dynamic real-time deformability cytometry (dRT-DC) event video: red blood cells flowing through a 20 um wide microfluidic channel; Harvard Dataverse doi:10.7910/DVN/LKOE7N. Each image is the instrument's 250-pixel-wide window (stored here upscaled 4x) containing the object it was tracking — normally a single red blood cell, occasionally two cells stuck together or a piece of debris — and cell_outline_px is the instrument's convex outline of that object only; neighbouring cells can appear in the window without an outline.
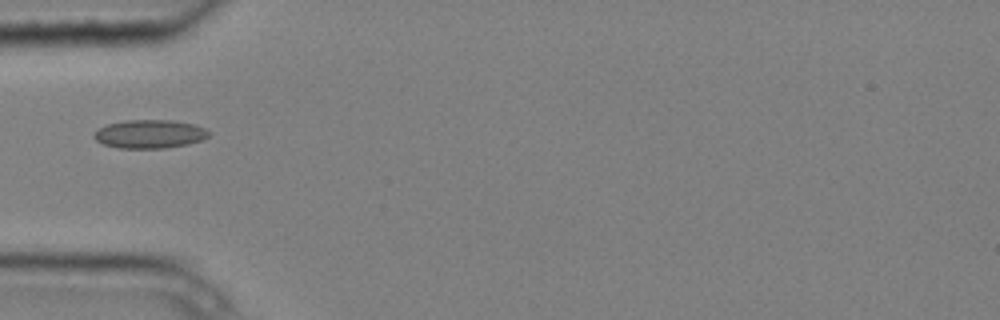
{"species": "common noctule bat (a hibernating species)", "species_latin": "Nyctalus noctula", "temperature_condition": "cold", "stored_images_in_passage": 6, "camera_frame_rate_fps": 3000, "um_per_image_px": 0.085, "animal": {"sex": "male", "body_mass_g": 20.4}, "frame": {"image": 1, "passage_image": 6, "time_ms": 1.667, "image_size_px": [1000, 320], "cell_outline_px": [[208, 136], [200, 140], [188, 144], [164, 148], [116, 148], [104, 144], [96, 140], [92, 136], [96, 128], [108, 124], [124, 120], [172, 120], [196, 124], [204, 128], [208, 132]], "centroid_in_image_um": [12.67, 11.38], "position_along_channel_um": 72.3, "area_um2": 19.13}}